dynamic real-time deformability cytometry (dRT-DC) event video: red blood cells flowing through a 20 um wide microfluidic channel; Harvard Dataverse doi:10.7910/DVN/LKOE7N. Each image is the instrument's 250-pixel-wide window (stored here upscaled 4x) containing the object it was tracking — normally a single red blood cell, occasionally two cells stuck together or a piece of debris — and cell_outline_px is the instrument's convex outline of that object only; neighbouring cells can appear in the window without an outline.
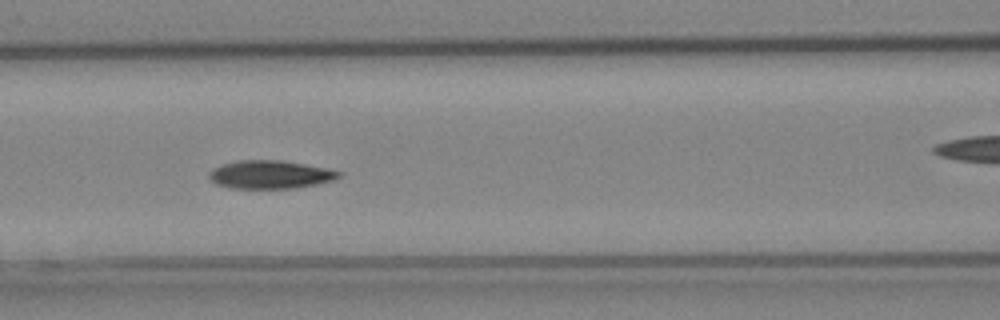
{"species": "Egyptian fruit bat (a non-hibernating species)", "species_latin": "Rousettus aegyptiacus", "temperature_condition": "cold", "stored_images_in_passage": 43, "camera_frame_rate_fps": 3000, "um_per_image_px": 0.085, "animal": {"sex": "female"}, "frame": {"image": 1, "passage_image": 13, "time_ms": 4.0, "image_size_px": [1000, 320], "cell_outline_px": [[344, 172], [340, 176], [332, 180], [316, 184], [292, 188], [232, 188], [216, 184], [208, 176], [208, 172], [212, 168], [220, 164], [236, 160], [280, 160], [328, 168]], "centroid_in_image_um": [22.93, 14.82], "position_along_channel_um": 143.7, "area_um2": 21.39}}
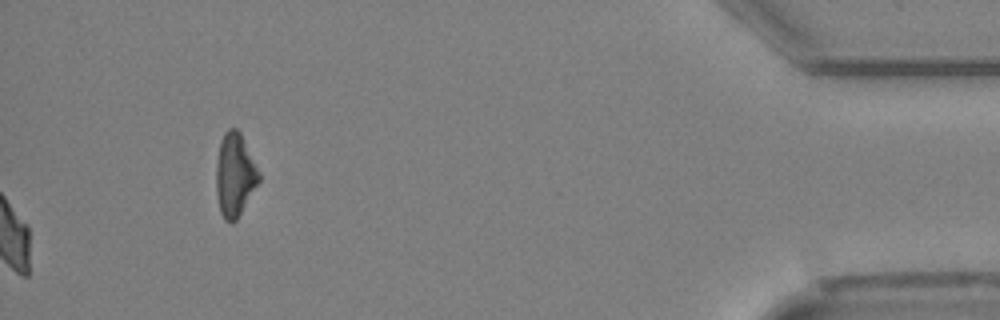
{"frame": {"image": 2, "passage_image": 43, "time_ms": 14.0, "image_size_px": [1000, 320], "cell_outline_px": [[260, 180], [236, 220], [232, 224], [224, 220], [220, 212], [216, 192], [216, 164], [220, 140], [224, 132], [228, 128], [236, 128], [240, 132], [260, 172]], "centroid_in_image_um": [19.94, 14.86], "position_along_channel_um": 415.3, "area_um2": 20.81}, "authors_computed_cell_mechanics": {"area_um2": 21.097, "velocity_mm_per_s": 3.9295, "shape_relaxation_time_tau1_ms": 4.0384, "shape_relaxation_time_tau2_ms": null, "deformation_change_tau1": 0.1158, "deformation_change_tau2": null}}